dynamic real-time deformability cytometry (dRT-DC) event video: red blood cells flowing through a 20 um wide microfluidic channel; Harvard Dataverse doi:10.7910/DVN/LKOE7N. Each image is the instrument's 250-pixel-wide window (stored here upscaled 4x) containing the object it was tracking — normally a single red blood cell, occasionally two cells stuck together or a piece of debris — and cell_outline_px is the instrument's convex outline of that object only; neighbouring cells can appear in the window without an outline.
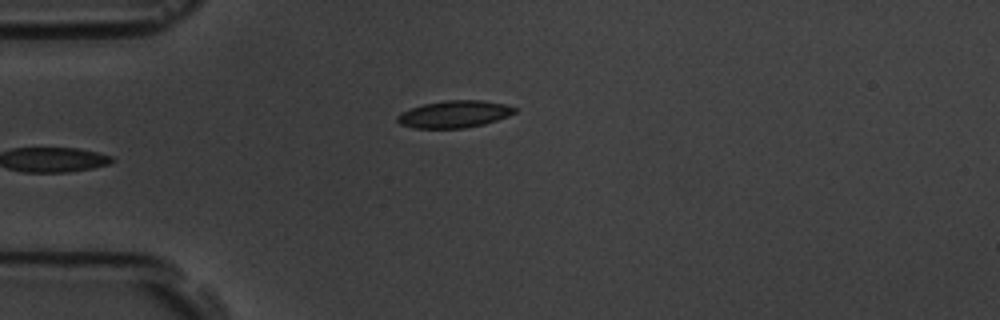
{"species": "common noctule bat (a hibernating species)", "species_latin": "Nyctalus noctula", "temperature_condition": "room temperature", "stored_images_in_passage": 6, "camera_frame_rate_fps": 3000, "um_per_image_px": 0.085, "animal": {"sex": "male", "body_mass_g": 19.5, "forearm_length_mm": 54.6}, "frame": {"image": 1, "passage_image": 6, "time_ms": 5.667, "image_size_px": [1000, 320], "cell_outline_px": [[516, 112], [508, 116], [484, 124], [464, 128], [416, 128], [400, 124], [396, 120], [396, 116], [400, 112], [424, 104], [444, 100], [484, 100], [504, 104], [516, 108]], "centroid_in_image_um": [38.6, 9.7], "position_along_channel_um": 46.4, "area_um2": 18.5}}